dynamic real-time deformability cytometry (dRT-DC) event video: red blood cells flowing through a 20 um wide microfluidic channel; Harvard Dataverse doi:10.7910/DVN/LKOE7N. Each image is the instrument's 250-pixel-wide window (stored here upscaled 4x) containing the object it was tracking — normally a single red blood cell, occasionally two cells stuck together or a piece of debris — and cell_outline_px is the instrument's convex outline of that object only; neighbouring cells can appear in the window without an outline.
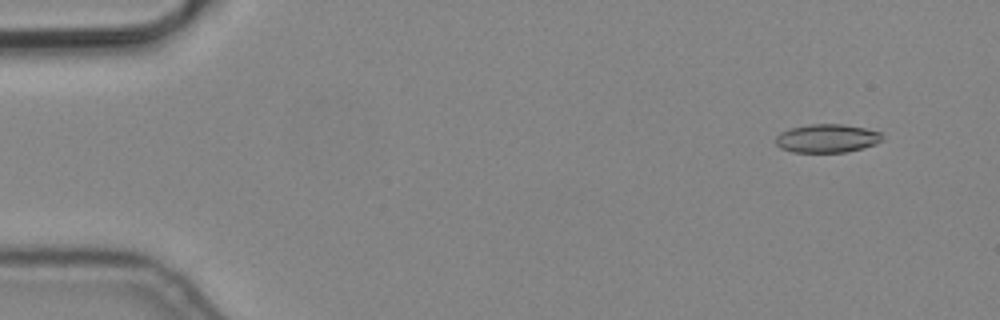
{"species": "common noctule bat (a hibernating species)", "species_latin": "Nyctalus noctula", "temperature_condition": "cold", "stored_images_in_passage": 7, "camera_frame_rate_fps": 3000, "um_per_image_px": 0.085, "animal": {"sex": "male", "body_mass_g": 19.2, "forearm_length_mm": 51.8}, "frame": {"image": 1, "passage_image": 2, "time_ms": 0.333, "image_size_px": [1000, 320], "cell_outline_px": [[884, 140], [876, 144], [844, 152], [792, 152], [780, 148], [776, 144], [776, 136], [780, 132], [788, 128], [808, 124], [844, 124], [864, 128], [880, 132]], "centroid_in_image_um": [70.27, 11.75], "position_along_channel_um": 14.7, "area_um2": 17.74}}
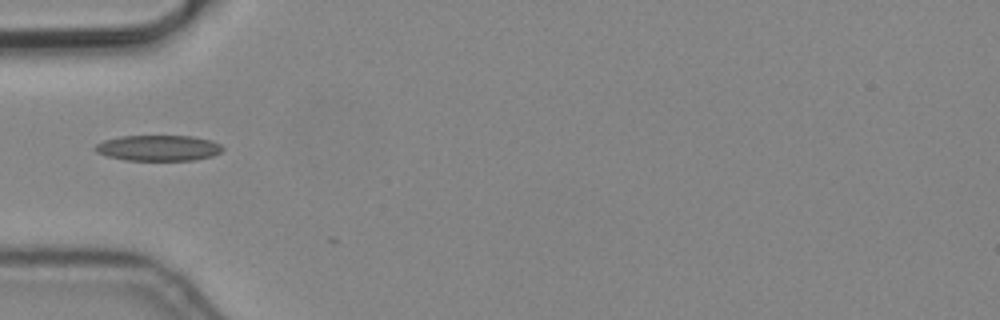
{"frame": {"image": 2, "passage_image": 6, "time_ms": 1.667, "image_size_px": [1000, 320], "cell_outline_px": [[224, 148], [220, 152], [212, 156], [192, 160], [124, 160], [108, 156], [96, 152], [92, 148], [96, 144], [104, 140], [120, 136], [192, 136], [212, 140], [220, 144]], "centroid_in_image_um": [13.45, 12.57], "position_along_channel_um": 71.6, "area_um2": 19.13}}